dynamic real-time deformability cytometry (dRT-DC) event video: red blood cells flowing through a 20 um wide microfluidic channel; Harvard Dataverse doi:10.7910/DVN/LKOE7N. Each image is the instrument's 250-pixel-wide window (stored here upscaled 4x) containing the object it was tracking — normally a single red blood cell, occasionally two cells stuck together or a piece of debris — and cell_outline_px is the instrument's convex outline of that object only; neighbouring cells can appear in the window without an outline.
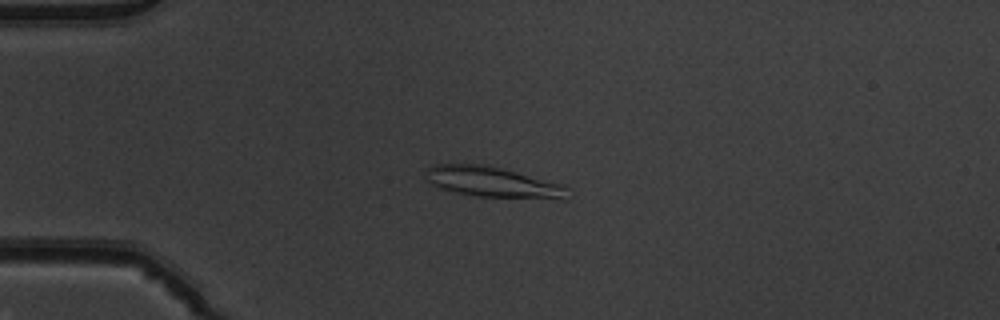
{"species": "common noctule bat (a hibernating species)", "species_latin": "Nyctalus noctula", "temperature_condition": "warm", "stored_images_in_passage": 51, "camera_frame_rate_fps": 3000, "um_per_image_px": 0.085, "animal": {"sex": "male", "body_mass_g": 19.5, "forearm_length_mm": 54.6}, "frame": {"image": 1, "passage_image": 13, "time_ms": 4.0, "image_size_px": [1000, 320], "cell_outline_px": [[568, 200], [560, 200], [476, 196], [456, 192], [440, 188], [428, 184], [428, 168], [436, 164], [484, 164], [564, 184], [568, 188]], "centroid_in_image_um": [41.98, 15.51], "position_along_channel_um": 43.0, "area_um2": 25.43}}
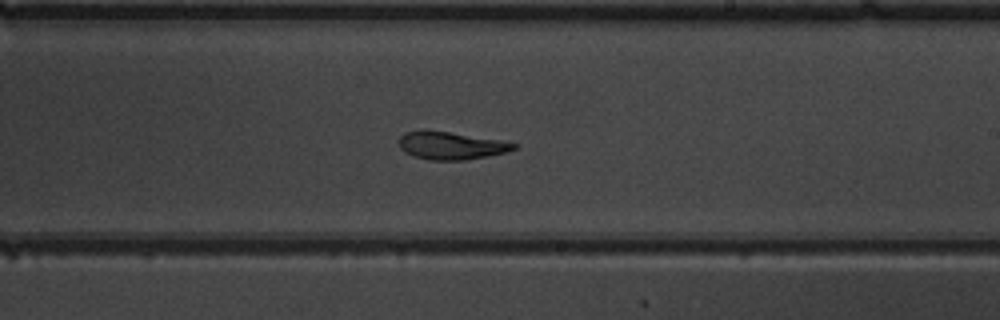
{"frame": {"image": 2, "passage_image": 31, "time_ms": 10.0, "image_size_px": [1000, 320], "cell_outline_px": [[516, 148], [508, 152], [464, 160], [428, 160], [412, 156], [404, 152], [400, 148], [400, 136], [404, 132], [448, 132], [504, 140], [516, 144]], "centroid_in_image_um": [38.37, 12.4], "position_along_channel_um": 250.6, "area_um2": 18.21}}
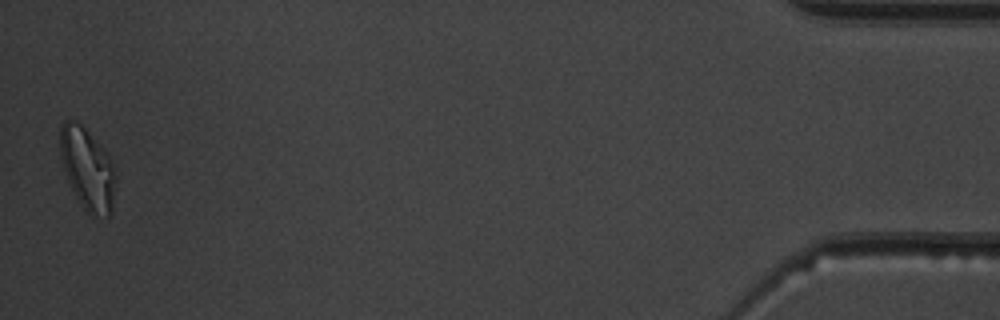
{"frame": {"image": 3, "passage_image": 51, "time_ms": 16.667, "image_size_px": [1000, 320], "cell_outline_px": [[116, 180], [112, 212], [108, 216], [92, 216], [84, 208], [76, 196], [68, 180], [60, 156], [60, 124], [64, 120], [76, 120], [104, 148], [116, 168]], "centroid_in_image_um": [7.46, 14.34], "position_along_channel_um": 427.7, "area_um2": 26.59}, "authors_computed_cell_mechanics": {"area_um2": 20.5768, "velocity_mm_per_s": 3.9278, "shape_relaxation_time_tau1_ms": null, "shape_relaxation_time_tau2_ms": 2.5468, "deformation_change_tau1": null, "deformation_change_tau2": 0.0976}}